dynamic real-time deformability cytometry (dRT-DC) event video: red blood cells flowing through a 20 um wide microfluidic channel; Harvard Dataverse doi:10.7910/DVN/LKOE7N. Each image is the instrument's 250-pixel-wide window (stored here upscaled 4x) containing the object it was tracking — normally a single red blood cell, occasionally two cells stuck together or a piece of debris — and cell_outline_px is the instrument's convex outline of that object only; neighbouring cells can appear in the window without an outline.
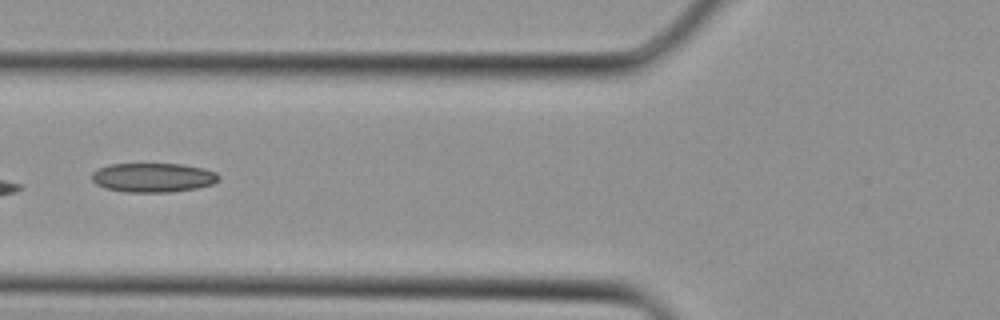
{"species": "Egyptian fruit bat (a non-hibernating species)", "species_latin": "Rousettus aegyptiacus", "temperature_condition": "cold", "stored_images_in_passage": 4, "camera_frame_rate_fps": 3000, "um_per_image_px": 0.085, "animal": {"sex": "female"}, "frame": {"image": 1, "passage_image": 4, "time_ms": 1.0, "image_size_px": [1000, 320], "cell_outline_px": [[220, 180], [212, 184], [196, 188], [168, 192], [124, 192], [104, 188], [96, 184], [92, 180], [92, 172], [108, 164], [184, 164], [204, 168], [216, 172], [220, 176]], "centroid_in_image_um": [13.02, 15.09], "position_along_channel_um": 112.8, "area_um2": 21.73}}